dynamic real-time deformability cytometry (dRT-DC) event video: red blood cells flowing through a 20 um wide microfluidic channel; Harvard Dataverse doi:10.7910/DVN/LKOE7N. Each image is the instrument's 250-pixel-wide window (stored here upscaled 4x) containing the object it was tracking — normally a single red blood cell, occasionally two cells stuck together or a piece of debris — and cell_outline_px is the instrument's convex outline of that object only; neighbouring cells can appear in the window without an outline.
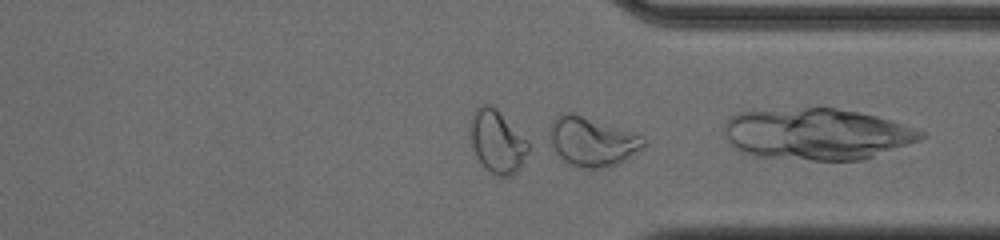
{"species": "common noctule bat (a hibernating species)", "species_latin": "Nyctalus noctula", "temperature_condition": "cold", "stored_images_in_passage": 38, "camera_frame_rate_fps": 3000, "um_per_image_px": 0.085, "animal": {"sex": "male", "body_mass_g": 20.0, "forearm_length_mm": 53.3}, "frame": {"image": 1, "passage_image": 37, "time_ms": 12.0, "image_size_px": [1000, 240], "cell_outline_px": [[644, 148], [624, 160], [616, 164], [604, 168], [580, 168], [564, 160], [544, 140], [548, 128], [552, 120], [556, 116], [564, 112], [572, 112], [640, 132], [644, 140]], "centroid_in_image_um": [50.29, 11.98], "position_along_channel_um": 361.1, "area_um2": 27.98}}